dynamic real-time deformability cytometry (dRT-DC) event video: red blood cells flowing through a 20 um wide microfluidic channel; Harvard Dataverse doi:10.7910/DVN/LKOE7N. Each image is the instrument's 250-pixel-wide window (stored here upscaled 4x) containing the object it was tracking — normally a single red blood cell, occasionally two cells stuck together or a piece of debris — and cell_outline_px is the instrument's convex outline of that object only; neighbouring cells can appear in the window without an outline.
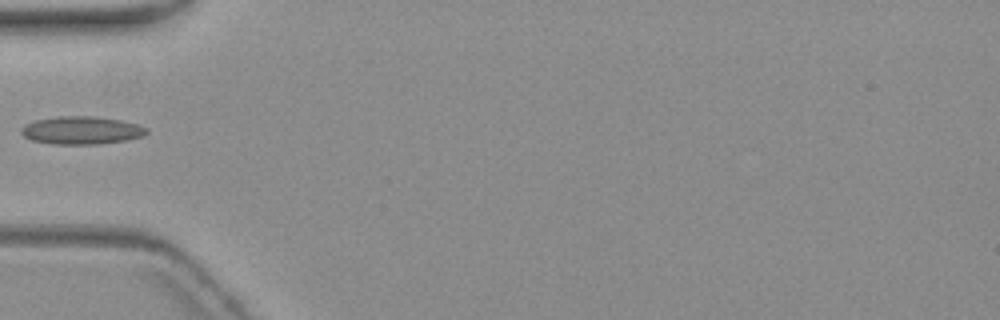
{"species": "common noctule bat (a hibernating species)", "species_latin": "Nyctalus noctula", "temperature_condition": "warm", "stored_images_in_passage": 5, "camera_frame_rate_fps": 3000, "um_per_image_px": 0.085, "animal": {"sex": "female", "body_mass_g": 19.3, "forearm_length_mm": 54.1}, "frame": {"image": 1, "passage_image": 5, "time_ms": 4.667, "image_size_px": [1000, 320], "cell_outline_px": [[148, 132], [140, 136], [124, 140], [100, 144], [56, 144], [32, 140], [24, 136], [20, 132], [20, 128], [36, 120], [56, 116], [96, 116], [120, 120], [136, 124], [148, 128]], "centroid_in_image_um": [6.91, 11.07], "position_along_channel_um": 78.1, "area_um2": 20.17}}